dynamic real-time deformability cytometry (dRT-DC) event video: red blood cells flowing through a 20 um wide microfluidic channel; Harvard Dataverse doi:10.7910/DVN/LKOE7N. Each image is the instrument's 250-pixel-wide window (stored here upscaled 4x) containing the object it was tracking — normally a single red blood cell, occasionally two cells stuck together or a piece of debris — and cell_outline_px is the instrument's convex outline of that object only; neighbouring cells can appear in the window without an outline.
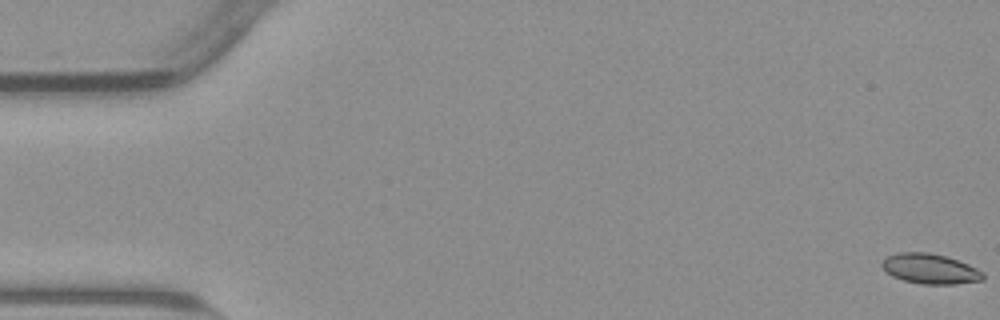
{"species": "common noctule bat (a hibernating species)", "species_latin": "Nyctalus noctula", "temperature_condition": "warm", "stored_images_in_passage": 55, "camera_frame_rate_fps": 3000, "um_per_image_px": 0.085, "animal": {"sex": "male", "body_mass_g": 23.1, "forearm_length_mm": 52.7}, "frame": {"image": 1, "passage_image": 1, "time_ms": 0.0, "image_size_px": [1000, 320], "cell_outline_px": [[984, 280], [956, 284], [920, 284], [904, 280], [892, 276], [884, 272], [880, 264], [888, 256], [900, 252], [928, 252], [944, 256], [968, 264], [984, 272]], "centroid_in_image_um": [79.05, 22.86], "position_along_channel_um": 6.0, "area_um2": 17.74}}
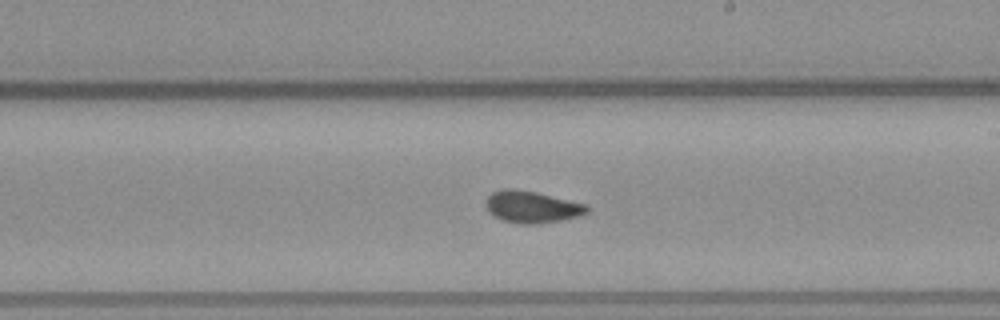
{"frame": {"image": 2, "passage_image": 32, "time_ms": 10.333, "image_size_px": [1000, 320], "cell_outline_px": [[588, 212], [580, 216], [560, 220], [532, 224], [520, 224], [500, 220], [488, 212], [484, 204], [488, 196], [492, 192], [504, 188], [516, 188], [536, 192], [588, 204]], "centroid_in_image_um": [45.18, 17.58], "position_along_channel_um": 243.8, "area_um2": 19.02}}
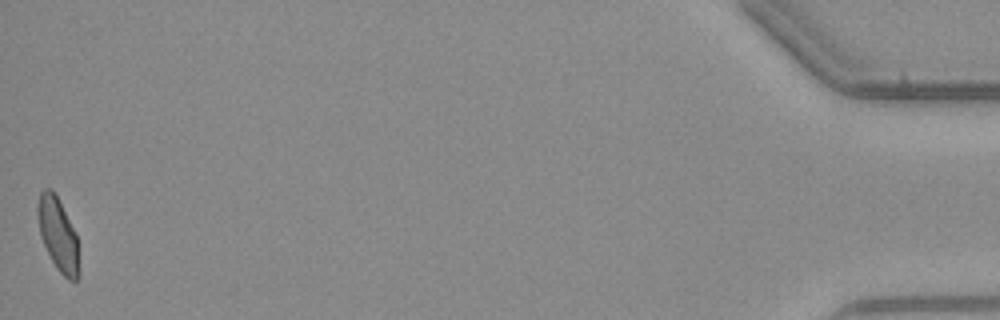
{"frame": {"image": 3, "passage_image": 55, "time_ms": 18.0, "image_size_px": [1000, 320], "cell_outline_px": [[80, 272], [76, 280], [68, 280], [60, 272], [52, 260], [40, 236], [36, 212], [36, 204], [40, 192], [44, 188], [52, 188], [76, 236]], "centroid_in_image_um": [4.9, 19.92], "position_along_channel_um": 430.3, "area_um2": 17.28}, "authors_computed_cell_mechanics": {"area_um2": 17.9758, "velocity_mm_per_s": 3.8156, "shape_relaxation_time_tau1_ms": 5.4471, "shape_relaxation_time_tau2_ms": 1.2984, "deformation_change_tau1": 0.1237, "deformation_change_tau2": 0.0407}}